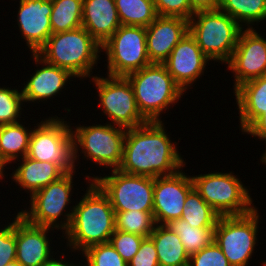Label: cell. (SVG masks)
I'll return each mask as SVG.
<instances>
[{"mask_svg": "<svg viewBox=\"0 0 266 266\" xmlns=\"http://www.w3.org/2000/svg\"><path fill=\"white\" fill-rule=\"evenodd\" d=\"M165 124L167 122L148 121L127 129L118 170L130 175L156 178L184 168L188 163L179 152L181 137H178V142L172 140Z\"/></svg>", "mask_w": 266, "mask_h": 266, "instance_id": "cell-1", "label": "cell"}, {"mask_svg": "<svg viewBox=\"0 0 266 266\" xmlns=\"http://www.w3.org/2000/svg\"><path fill=\"white\" fill-rule=\"evenodd\" d=\"M86 185L80 199L76 197L70 226L59 242L60 247L66 242L63 248L77 255L92 245L108 243L115 231V211L109 198L94 181Z\"/></svg>", "mask_w": 266, "mask_h": 266, "instance_id": "cell-2", "label": "cell"}, {"mask_svg": "<svg viewBox=\"0 0 266 266\" xmlns=\"http://www.w3.org/2000/svg\"><path fill=\"white\" fill-rule=\"evenodd\" d=\"M36 54L51 65L67 69L80 81L94 76L102 58L101 45L84 27L52 33Z\"/></svg>", "mask_w": 266, "mask_h": 266, "instance_id": "cell-3", "label": "cell"}, {"mask_svg": "<svg viewBox=\"0 0 266 266\" xmlns=\"http://www.w3.org/2000/svg\"><path fill=\"white\" fill-rule=\"evenodd\" d=\"M78 171L66 173L60 179L35 192L29 197L30 199L26 198L29 200L28 207L27 204L26 207L23 205L24 209L21 208V211L19 209L18 213L31 224L55 229L57 233L61 230L63 235L70 226L74 211L76 199H73V193L76 196L80 193L74 192L78 189L74 188L78 187L76 182L74 185V177Z\"/></svg>", "mask_w": 266, "mask_h": 266, "instance_id": "cell-4", "label": "cell"}, {"mask_svg": "<svg viewBox=\"0 0 266 266\" xmlns=\"http://www.w3.org/2000/svg\"><path fill=\"white\" fill-rule=\"evenodd\" d=\"M125 77L133 88L138 109L147 121H165L161 119L162 114L168 113L186 96L163 64L152 63Z\"/></svg>", "mask_w": 266, "mask_h": 266, "instance_id": "cell-5", "label": "cell"}, {"mask_svg": "<svg viewBox=\"0 0 266 266\" xmlns=\"http://www.w3.org/2000/svg\"><path fill=\"white\" fill-rule=\"evenodd\" d=\"M70 124L74 138L76 167L81 165L80 156H82V160L87 162L90 160V164L99 166L98 169L102 168V172L118 169L122 162L127 129L107 122L90 123L88 126L87 124L80 125V123L75 126Z\"/></svg>", "mask_w": 266, "mask_h": 266, "instance_id": "cell-6", "label": "cell"}, {"mask_svg": "<svg viewBox=\"0 0 266 266\" xmlns=\"http://www.w3.org/2000/svg\"><path fill=\"white\" fill-rule=\"evenodd\" d=\"M192 175L195 190L219 216L245 215L257 207L250 194L252 189L234 171L209 170Z\"/></svg>", "mask_w": 266, "mask_h": 266, "instance_id": "cell-7", "label": "cell"}, {"mask_svg": "<svg viewBox=\"0 0 266 266\" xmlns=\"http://www.w3.org/2000/svg\"><path fill=\"white\" fill-rule=\"evenodd\" d=\"M243 27L220 9L198 11L189 19V33L213 62L230 60Z\"/></svg>", "mask_w": 266, "mask_h": 266, "instance_id": "cell-8", "label": "cell"}, {"mask_svg": "<svg viewBox=\"0 0 266 266\" xmlns=\"http://www.w3.org/2000/svg\"><path fill=\"white\" fill-rule=\"evenodd\" d=\"M42 117L32 124L27 157L59 166L65 173L78 170L74 156V138L68 116ZM66 119V120H65ZM68 120V121H67Z\"/></svg>", "mask_w": 266, "mask_h": 266, "instance_id": "cell-9", "label": "cell"}, {"mask_svg": "<svg viewBox=\"0 0 266 266\" xmlns=\"http://www.w3.org/2000/svg\"><path fill=\"white\" fill-rule=\"evenodd\" d=\"M255 207L250 213L220 216L215 225L214 241L232 266H250L258 246L262 216ZM257 243V244H256Z\"/></svg>", "mask_w": 266, "mask_h": 266, "instance_id": "cell-10", "label": "cell"}, {"mask_svg": "<svg viewBox=\"0 0 266 266\" xmlns=\"http://www.w3.org/2000/svg\"><path fill=\"white\" fill-rule=\"evenodd\" d=\"M102 75L97 73L87 80L96 87L95 93L98 97H95V100H98L96 111L98 108L101 109L103 112L101 114L106 116L107 123L130 129L148 122L138 109L129 80L124 76L103 77Z\"/></svg>", "mask_w": 266, "mask_h": 266, "instance_id": "cell-11", "label": "cell"}, {"mask_svg": "<svg viewBox=\"0 0 266 266\" xmlns=\"http://www.w3.org/2000/svg\"><path fill=\"white\" fill-rule=\"evenodd\" d=\"M85 174L84 182L94 181L107 195L115 212H153L154 178L126 174L118 169L110 170L108 176Z\"/></svg>", "mask_w": 266, "mask_h": 266, "instance_id": "cell-12", "label": "cell"}, {"mask_svg": "<svg viewBox=\"0 0 266 266\" xmlns=\"http://www.w3.org/2000/svg\"><path fill=\"white\" fill-rule=\"evenodd\" d=\"M105 53L103 60L106 74L126 76L152 64L148 58L146 46V28L142 26L121 25L101 46Z\"/></svg>", "mask_w": 266, "mask_h": 266, "instance_id": "cell-13", "label": "cell"}, {"mask_svg": "<svg viewBox=\"0 0 266 266\" xmlns=\"http://www.w3.org/2000/svg\"><path fill=\"white\" fill-rule=\"evenodd\" d=\"M255 28H243L230 60L225 64L233 81V91L243 83L266 76V38Z\"/></svg>", "mask_w": 266, "mask_h": 266, "instance_id": "cell-14", "label": "cell"}, {"mask_svg": "<svg viewBox=\"0 0 266 266\" xmlns=\"http://www.w3.org/2000/svg\"><path fill=\"white\" fill-rule=\"evenodd\" d=\"M31 55L29 60H33L32 64H35L37 68H34V72L27 77L28 79L26 78V81L23 80L21 85L24 86H20L25 106L32 105V103L33 106L35 103L40 105L43 101L42 104L48 103V100L55 99L57 96L59 98L64 94L68 84H71V87L74 86L70 82L78 78L70 71L45 62L36 53H31Z\"/></svg>", "mask_w": 266, "mask_h": 266, "instance_id": "cell-15", "label": "cell"}, {"mask_svg": "<svg viewBox=\"0 0 266 266\" xmlns=\"http://www.w3.org/2000/svg\"><path fill=\"white\" fill-rule=\"evenodd\" d=\"M194 188L188 173L180 169L174 174L154 178L153 217L156 224L166 225L181 218L188 193Z\"/></svg>", "mask_w": 266, "mask_h": 266, "instance_id": "cell-16", "label": "cell"}, {"mask_svg": "<svg viewBox=\"0 0 266 266\" xmlns=\"http://www.w3.org/2000/svg\"><path fill=\"white\" fill-rule=\"evenodd\" d=\"M210 62L211 60L202 52L195 39L188 32L162 64L174 82L184 93H188L189 89L195 87L196 84L194 83L199 79L201 80V77L205 76L204 73L208 72L206 66L211 65Z\"/></svg>", "mask_w": 266, "mask_h": 266, "instance_id": "cell-17", "label": "cell"}, {"mask_svg": "<svg viewBox=\"0 0 266 266\" xmlns=\"http://www.w3.org/2000/svg\"><path fill=\"white\" fill-rule=\"evenodd\" d=\"M54 230L31 224L17 212L16 260L22 266H42L45 264L54 254H57L55 248L58 244L55 246L53 244L54 238H52L54 232L56 233Z\"/></svg>", "mask_w": 266, "mask_h": 266, "instance_id": "cell-18", "label": "cell"}, {"mask_svg": "<svg viewBox=\"0 0 266 266\" xmlns=\"http://www.w3.org/2000/svg\"><path fill=\"white\" fill-rule=\"evenodd\" d=\"M18 10L15 21L20 37L26 44V51L37 53L52 34L50 15L52 2L43 0H18ZM24 39V40H23Z\"/></svg>", "mask_w": 266, "mask_h": 266, "instance_id": "cell-19", "label": "cell"}, {"mask_svg": "<svg viewBox=\"0 0 266 266\" xmlns=\"http://www.w3.org/2000/svg\"><path fill=\"white\" fill-rule=\"evenodd\" d=\"M188 32L189 20L158 15L146 27V46L150 62L162 64Z\"/></svg>", "mask_w": 266, "mask_h": 266, "instance_id": "cell-20", "label": "cell"}, {"mask_svg": "<svg viewBox=\"0 0 266 266\" xmlns=\"http://www.w3.org/2000/svg\"><path fill=\"white\" fill-rule=\"evenodd\" d=\"M18 162V163H17ZM15 163L18 165H15ZM9 169L12 173L9 175L11 182L15 183L16 188L24 190V194L31 197L35 192L46 187L64 176L66 173L57 165L47 161H38L27 156L16 160ZM30 193V194H29Z\"/></svg>", "mask_w": 266, "mask_h": 266, "instance_id": "cell-21", "label": "cell"}, {"mask_svg": "<svg viewBox=\"0 0 266 266\" xmlns=\"http://www.w3.org/2000/svg\"><path fill=\"white\" fill-rule=\"evenodd\" d=\"M120 26L115 0H83L82 27L101 46Z\"/></svg>", "mask_w": 266, "mask_h": 266, "instance_id": "cell-22", "label": "cell"}, {"mask_svg": "<svg viewBox=\"0 0 266 266\" xmlns=\"http://www.w3.org/2000/svg\"><path fill=\"white\" fill-rule=\"evenodd\" d=\"M233 94L239 112L238 127L243 133L266 110V76L243 83Z\"/></svg>", "mask_w": 266, "mask_h": 266, "instance_id": "cell-23", "label": "cell"}, {"mask_svg": "<svg viewBox=\"0 0 266 266\" xmlns=\"http://www.w3.org/2000/svg\"><path fill=\"white\" fill-rule=\"evenodd\" d=\"M149 237L156 247L159 266H188L189 255L179 236L169 227L156 224Z\"/></svg>", "mask_w": 266, "mask_h": 266, "instance_id": "cell-24", "label": "cell"}, {"mask_svg": "<svg viewBox=\"0 0 266 266\" xmlns=\"http://www.w3.org/2000/svg\"><path fill=\"white\" fill-rule=\"evenodd\" d=\"M23 121L0 125V155L10 167L13 162L27 156L28 153L33 129L29 128L31 123H26L25 119Z\"/></svg>", "mask_w": 266, "mask_h": 266, "instance_id": "cell-25", "label": "cell"}, {"mask_svg": "<svg viewBox=\"0 0 266 266\" xmlns=\"http://www.w3.org/2000/svg\"><path fill=\"white\" fill-rule=\"evenodd\" d=\"M219 9L243 28H259L266 21V0H220Z\"/></svg>", "mask_w": 266, "mask_h": 266, "instance_id": "cell-26", "label": "cell"}, {"mask_svg": "<svg viewBox=\"0 0 266 266\" xmlns=\"http://www.w3.org/2000/svg\"><path fill=\"white\" fill-rule=\"evenodd\" d=\"M166 226L179 236L189 256L204 249L214 241L215 227H191L188 221L181 218L170 221Z\"/></svg>", "mask_w": 266, "mask_h": 266, "instance_id": "cell-27", "label": "cell"}, {"mask_svg": "<svg viewBox=\"0 0 266 266\" xmlns=\"http://www.w3.org/2000/svg\"><path fill=\"white\" fill-rule=\"evenodd\" d=\"M121 25L149 26L157 12L153 0H115Z\"/></svg>", "mask_w": 266, "mask_h": 266, "instance_id": "cell-28", "label": "cell"}, {"mask_svg": "<svg viewBox=\"0 0 266 266\" xmlns=\"http://www.w3.org/2000/svg\"><path fill=\"white\" fill-rule=\"evenodd\" d=\"M82 7L83 0H53L50 15L52 33L82 27Z\"/></svg>", "mask_w": 266, "mask_h": 266, "instance_id": "cell-29", "label": "cell"}, {"mask_svg": "<svg viewBox=\"0 0 266 266\" xmlns=\"http://www.w3.org/2000/svg\"><path fill=\"white\" fill-rule=\"evenodd\" d=\"M181 219L191 227H215L220 217L193 188L187 195Z\"/></svg>", "mask_w": 266, "mask_h": 266, "instance_id": "cell-30", "label": "cell"}, {"mask_svg": "<svg viewBox=\"0 0 266 266\" xmlns=\"http://www.w3.org/2000/svg\"><path fill=\"white\" fill-rule=\"evenodd\" d=\"M19 88L20 84L18 88L17 86L12 88L11 85L10 87L6 85L0 86V125L18 123L26 117L23 115L26 106Z\"/></svg>", "mask_w": 266, "mask_h": 266, "instance_id": "cell-31", "label": "cell"}, {"mask_svg": "<svg viewBox=\"0 0 266 266\" xmlns=\"http://www.w3.org/2000/svg\"><path fill=\"white\" fill-rule=\"evenodd\" d=\"M156 223L153 212H141L136 210L126 212H115V229L144 238L150 236Z\"/></svg>", "mask_w": 266, "mask_h": 266, "instance_id": "cell-32", "label": "cell"}, {"mask_svg": "<svg viewBox=\"0 0 266 266\" xmlns=\"http://www.w3.org/2000/svg\"><path fill=\"white\" fill-rule=\"evenodd\" d=\"M80 256L84 266H128L110 242L92 245Z\"/></svg>", "mask_w": 266, "mask_h": 266, "instance_id": "cell-33", "label": "cell"}, {"mask_svg": "<svg viewBox=\"0 0 266 266\" xmlns=\"http://www.w3.org/2000/svg\"><path fill=\"white\" fill-rule=\"evenodd\" d=\"M13 215L12 222L8 218L7 223L3 220L6 225H1L2 219L0 222V266L16 260V214Z\"/></svg>", "mask_w": 266, "mask_h": 266, "instance_id": "cell-34", "label": "cell"}, {"mask_svg": "<svg viewBox=\"0 0 266 266\" xmlns=\"http://www.w3.org/2000/svg\"><path fill=\"white\" fill-rule=\"evenodd\" d=\"M143 239L144 237L140 235L115 229L109 242L123 260L128 263L138 252Z\"/></svg>", "mask_w": 266, "mask_h": 266, "instance_id": "cell-35", "label": "cell"}, {"mask_svg": "<svg viewBox=\"0 0 266 266\" xmlns=\"http://www.w3.org/2000/svg\"><path fill=\"white\" fill-rule=\"evenodd\" d=\"M188 266H232L215 241L189 256Z\"/></svg>", "mask_w": 266, "mask_h": 266, "instance_id": "cell-36", "label": "cell"}, {"mask_svg": "<svg viewBox=\"0 0 266 266\" xmlns=\"http://www.w3.org/2000/svg\"><path fill=\"white\" fill-rule=\"evenodd\" d=\"M157 15L189 20L195 13L190 0H153Z\"/></svg>", "mask_w": 266, "mask_h": 266, "instance_id": "cell-37", "label": "cell"}, {"mask_svg": "<svg viewBox=\"0 0 266 266\" xmlns=\"http://www.w3.org/2000/svg\"><path fill=\"white\" fill-rule=\"evenodd\" d=\"M128 266H159L156 247L150 237L144 238Z\"/></svg>", "mask_w": 266, "mask_h": 266, "instance_id": "cell-38", "label": "cell"}, {"mask_svg": "<svg viewBox=\"0 0 266 266\" xmlns=\"http://www.w3.org/2000/svg\"><path fill=\"white\" fill-rule=\"evenodd\" d=\"M241 134H247L250 138L264 141L265 150L260 155V159L266 154V110ZM257 138V139H256Z\"/></svg>", "mask_w": 266, "mask_h": 266, "instance_id": "cell-39", "label": "cell"}, {"mask_svg": "<svg viewBox=\"0 0 266 266\" xmlns=\"http://www.w3.org/2000/svg\"><path fill=\"white\" fill-rule=\"evenodd\" d=\"M61 248H62L61 251L57 250V253H58L57 255L54 254L42 266H84V264L82 263L84 261L83 259H80L81 262L80 261L79 262L74 261V258H73L72 261L70 260V257H72V255H75V254L72 253L73 251H70L69 249H67V251H66V248H64V249H63V247H61ZM70 252H71V256L68 255V253L70 254ZM59 253H60V255H59ZM65 253H66V255H65ZM65 257H66V259H65ZM67 257H68V259H67Z\"/></svg>", "mask_w": 266, "mask_h": 266, "instance_id": "cell-40", "label": "cell"}, {"mask_svg": "<svg viewBox=\"0 0 266 266\" xmlns=\"http://www.w3.org/2000/svg\"><path fill=\"white\" fill-rule=\"evenodd\" d=\"M194 12L219 9L220 0H190Z\"/></svg>", "mask_w": 266, "mask_h": 266, "instance_id": "cell-41", "label": "cell"}, {"mask_svg": "<svg viewBox=\"0 0 266 266\" xmlns=\"http://www.w3.org/2000/svg\"><path fill=\"white\" fill-rule=\"evenodd\" d=\"M8 164H7V162L1 157V155H0V182H4V183H6L5 182V179L7 178V180H8V175L9 174H7V172L8 171H5L6 170V168L9 170V167L10 166H8ZM7 175V176H6ZM6 176V177H5ZM4 179V180H3Z\"/></svg>", "mask_w": 266, "mask_h": 266, "instance_id": "cell-42", "label": "cell"}, {"mask_svg": "<svg viewBox=\"0 0 266 266\" xmlns=\"http://www.w3.org/2000/svg\"><path fill=\"white\" fill-rule=\"evenodd\" d=\"M5 266H22L17 260H14L8 264H6Z\"/></svg>", "mask_w": 266, "mask_h": 266, "instance_id": "cell-43", "label": "cell"}, {"mask_svg": "<svg viewBox=\"0 0 266 266\" xmlns=\"http://www.w3.org/2000/svg\"><path fill=\"white\" fill-rule=\"evenodd\" d=\"M260 163L266 167V154L260 159Z\"/></svg>", "mask_w": 266, "mask_h": 266, "instance_id": "cell-44", "label": "cell"}, {"mask_svg": "<svg viewBox=\"0 0 266 266\" xmlns=\"http://www.w3.org/2000/svg\"><path fill=\"white\" fill-rule=\"evenodd\" d=\"M262 262V266H266V260L261 261Z\"/></svg>", "mask_w": 266, "mask_h": 266, "instance_id": "cell-45", "label": "cell"}]
</instances>
